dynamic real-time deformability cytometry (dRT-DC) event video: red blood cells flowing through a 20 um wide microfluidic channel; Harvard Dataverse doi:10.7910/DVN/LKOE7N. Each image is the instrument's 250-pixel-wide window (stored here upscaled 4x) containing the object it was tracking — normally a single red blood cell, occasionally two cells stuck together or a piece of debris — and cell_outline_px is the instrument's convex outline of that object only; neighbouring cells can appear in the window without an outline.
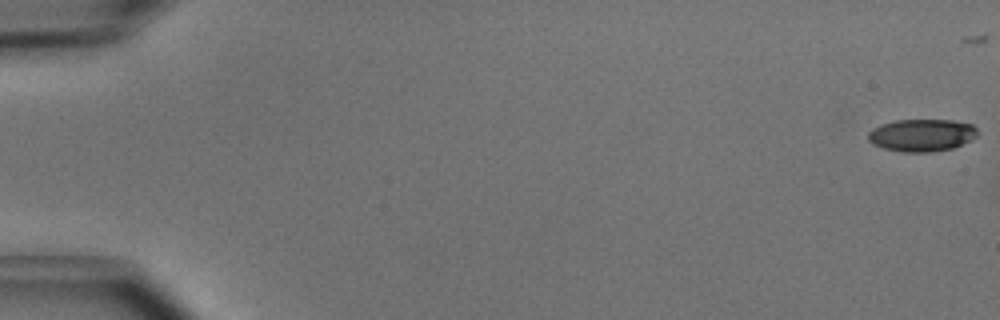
{"species": "common noctule bat (a hibernating species)", "species_latin": "Nyctalus noctula", "temperature_condition": "cold", "stored_images_in_passage": 35, "camera_frame_rate_fps": 3000, "um_per_image_px": 0.085, "animal": {"sex": "male", "body_mass_g": 15.6}, "frame": {"image": 1, "passage_image": 1, "time_ms": 0.0, "image_size_px": [1000, 320], "cell_outline_px": [[976, 136], [952, 148], [928, 152], [904, 152], [884, 148], [868, 140], [868, 132], [872, 128], [880, 124], [896, 120], [952, 120], [972, 124], [976, 128]], "centroid_in_image_um": [78.31, 11.47], "position_along_channel_um": 6.7, "area_um2": 20.35}}
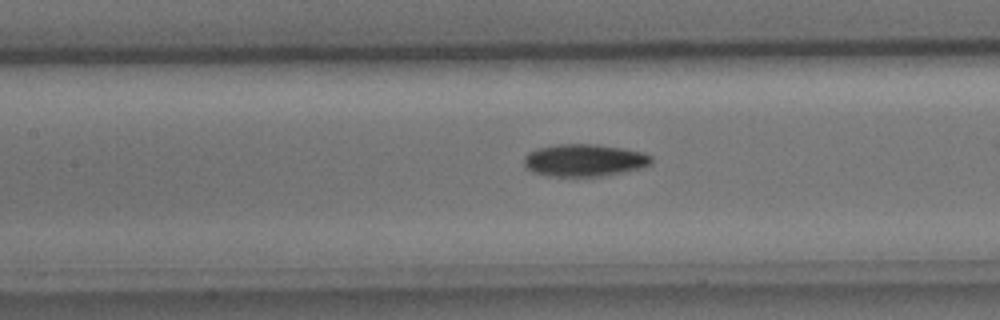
{"frame": {"image": 2, "passage_image": 24, "time_ms": 7.667, "image_size_px": [1000, 320], "cell_outline_px": [[652, 164], [640, 168], [624, 172], [600, 176], [548, 176], [532, 172], [524, 164], [524, 156], [528, 152], [536, 148], [556, 144], [596, 144], [644, 152], [652, 156]], "centroid_in_image_um": [49.66, 13.62], "position_along_channel_um": 157.7, "area_um2": 24.1}}
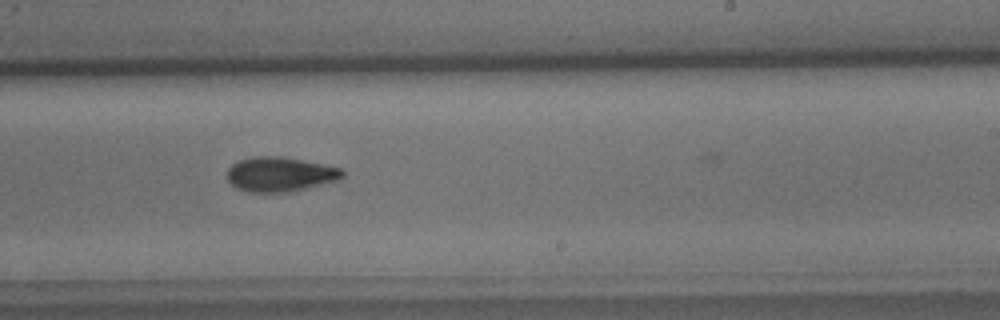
{"frame": {"image": 3, "passage_image": 32, "time_ms": 10.333, "image_size_px": [1000, 320], "cell_outline_px": [[344, 176], [340, 180], [288, 192], [248, 192], [236, 188], [228, 180], [228, 168], [236, 160], [256, 156], [280, 156], [340, 168], [344, 172]], "centroid_in_image_um": [23.78, 14.81], "position_along_channel_um": 265.2, "area_um2": 23.12}}